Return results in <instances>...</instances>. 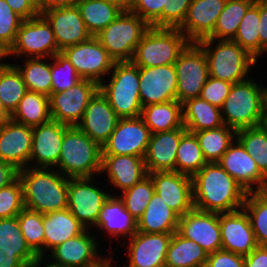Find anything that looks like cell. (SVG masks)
I'll return each instance as SVG.
<instances>
[{
	"mask_svg": "<svg viewBox=\"0 0 267 267\" xmlns=\"http://www.w3.org/2000/svg\"><path fill=\"white\" fill-rule=\"evenodd\" d=\"M191 178L194 208L216 213L242 209L247 192L217 162H208Z\"/></svg>",
	"mask_w": 267,
	"mask_h": 267,
	"instance_id": "1",
	"label": "cell"
},
{
	"mask_svg": "<svg viewBox=\"0 0 267 267\" xmlns=\"http://www.w3.org/2000/svg\"><path fill=\"white\" fill-rule=\"evenodd\" d=\"M18 178L25 208L41 214L67 208L69 178L55 168H23L18 170Z\"/></svg>",
	"mask_w": 267,
	"mask_h": 267,
	"instance_id": "2",
	"label": "cell"
},
{
	"mask_svg": "<svg viewBox=\"0 0 267 267\" xmlns=\"http://www.w3.org/2000/svg\"><path fill=\"white\" fill-rule=\"evenodd\" d=\"M252 78L234 83L221 107L224 125L236 131L260 126L267 110L266 87Z\"/></svg>",
	"mask_w": 267,
	"mask_h": 267,
	"instance_id": "3",
	"label": "cell"
},
{
	"mask_svg": "<svg viewBox=\"0 0 267 267\" xmlns=\"http://www.w3.org/2000/svg\"><path fill=\"white\" fill-rule=\"evenodd\" d=\"M197 44L207 57L211 77L234 84L247 80L257 67L258 60L233 40L205 38Z\"/></svg>",
	"mask_w": 267,
	"mask_h": 267,
	"instance_id": "4",
	"label": "cell"
},
{
	"mask_svg": "<svg viewBox=\"0 0 267 267\" xmlns=\"http://www.w3.org/2000/svg\"><path fill=\"white\" fill-rule=\"evenodd\" d=\"M102 147L77 126H69L61 145L58 165L55 167L68 178L100 176Z\"/></svg>",
	"mask_w": 267,
	"mask_h": 267,
	"instance_id": "5",
	"label": "cell"
},
{
	"mask_svg": "<svg viewBox=\"0 0 267 267\" xmlns=\"http://www.w3.org/2000/svg\"><path fill=\"white\" fill-rule=\"evenodd\" d=\"M107 77L99 84V90L117 116L119 118L141 116L143 107L139 93V67L131 61L115 62Z\"/></svg>",
	"mask_w": 267,
	"mask_h": 267,
	"instance_id": "6",
	"label": "cell"
},
{
	"mask_svg": "<svg viewBox=\"0 0 267 267\" xmlns=\"http://www.w3.org/2000/svg\"><path fill=\"white\" fill-rule=\"evenodd\" d=\"M189 43L178 28L151 26L135 48L131 62L138 67L174 64Z\"/></svg>",
	"mask_w": 267,
	"mask_h": 267,
	"instance_id": "7",
	"label": "cell"
},
{
	"mask_svg": "<svg viewBox=\"0 0 267 267\" xmlns=\"http://www.w3.org/2000/svg\"><path fill=\"white\" fill-rule=\"evenodd\" d=\"M150 27L137 14L123 10L95 37L115 62L131 61L135 48Z\"/></svg>",
	"mask_w": 267,
	"mask_h": 267,
	"instance_id": "8",
	"label": "cell"
},
{
	"mask_svg": "<svg viewBox=\"0 0 267 267\" xmlns=\"http://www.w3.org/2000/svg\"><path fill=\"white\" fill-rule=\"evenodd\" d=\"M98 177L69 178L67 209L87 229L96 225L103 203L110 196L109 189L101 183L103 178Z\"/></svg>",
	"mask_w": 267,
	"mask_h": 267,
	"instance_id": "9",
	"label": "cell"
},
{
	"mask_svg": "<svg viewBox=\"0 0 267 267\" xmlns=\"http://www.w3.org/2000/svg\"><path fill=\"white\" fill-rule=\"evenodd\" d=\"M60 52L51 25L39 15L21 22L15 43L8 51V62L10 56L11 60L51 58Z\"/></svg>",
	"mask_w": 267,
	"mask_h": 267,
	"instance_id": "10",
	"label": "cell"
},
{
	"mask_svg": "<svg viewBox=\"0 0 267 267\" xmlns=\"http://www.w3.org/2000/svg\"><path fill=\"white\" fill-rule=\"evenodd\" d=\"M177 75V100L183 104L200 97L209 77L208 61L197 43H189L174 63Z\"/></svg>",
	"mask_w": 267,
	"mask_h": 267,
	"instance_id": "11",
	"label": "cell"
},
{
	"mask_svg": "<svg viewBox=\"0 0 267 267\" xmlns=\"http://www.w3.org/2000/svg\"><path fill=\"white\" fill-rule=\"evenodd\" d=\"M100 240L91 229H86L82 234L57 245L46 257L65 267H94L110 255V252L105 254L102 251L100 243L105 244L106 241L102 243Z\"/></svg>",
	"mask_w": 267,
	"mask_h": 267,
	"instance_id": "12",
	"label": "cell"
},
{
	"mask_svg": "<svg viewBox=\"0 0 267 267\" xmlns=\"http://www.w3.org/2000/svg\"><path fill=\"white\" fill-rule=\"evenodd\" d=\"M60 53L75 67L81 79L94 81L98 85L115 64L114 59L94 36L88 41L64 48Z\"/></svg>",
	"mask_w": 267,
	"mask_h": 267,
	"instance_id": "13",
	"label": "cell"
},
{
	"mask_svg": "<svg viewBox=\"0 0 267 267\" xmlns=\"http://www.w3.org/2000/svg\"><path fill=\"white\" fill-rule=\"evenodd\" d=\"M99 90V85L90 80L81 79L73 87L49 96L52 120L68 126H77L84 115L91 98Z\"/></svg>",
	"mask_w": 267,
	"mask_h": 267,
	"instance_id": "14",
	"label": "cell"
},
{
	"mask_svg": "<svg viewBox=\"0 0 267 267\" xmlns=\"http://www.w3.org/2000/svg\"><path fill=\"white\" fill-rule=\"evenodd\" d=\"M173 233H144L137 231L131 238L122 242L126 246L124 266L117 267H161L165 265L169 242ZM127 245H126V244ZM127 263V264H125Z\"/></svg>",
	"mask_w": 267,
	"mask_h": 267,
	"instance_id": "15",
	"label": "cell"
},
{
	"mask_svg": "<svg viewBox=\"0 0 267 267\" xmlns=\"http://www.w3.org/2000/svg\"><path fill=\"white\" fill-rule=\"evenodd\" d=\"M151 132L141 116L120 118L115 130L102 146V154L132 155L144 158Z\"/></svg>",
	"mask_w": 267,
	"mask_h": 267,
	"instance_id": "16",
	"label": "cell"
},
{
	"mask_svg": "<svg viewBox=\"0 0 267 267\" xmlns=\"http://www.w3.org/2000/svg\"><path fill=\"white\" fill-rule=\"evenodd\" d=\"M177 232L193 240L208 254L222 249L219 213L193 208L179 218Z\"/></svg>",
	"mask_w": 267,
	"mask_h": 267,
	"instance_id": "17",
	"label": "cell"
},
{
	"mask_svg": "<svg viewBox=\"0 0 267 267\" xmlns=\"http://www.w3.org/2000/svg\"><path fill=\"white\" fill-rule=\"evenodd\" d=\"M139 93L142 107L177 100L174 64L139 67Z\"/></svg>",
	"mask_w": 267,
	"mask_h": 267,
	"instance_id": "18",
	"label": "cell"
},
{
	"mask_svg": "<svg viewBox=\"0 0 267 267\" xmlns=\"http://www.w3.org/2000/svg\"><path fill=\"white\" fill-rule=\"evenodd\" d=\"M104 176L106 183H110V195L132 188L148 175L144 158L132 155L102 154L100 176ZM108 180V182H107ZM114 190V191H113ZM116 192V193H114Z\"/></svg>",
	"mask_w": 267,
	"mask_h": 267,
	"instance_id": "19",
	"label": "cell"
},
{
	"mask_svg": "<svg viewBox=\"0 0 267 267\" xmlns=\"http://www.w3.org/2000/svg\"><path fill=\"white\" fill-rule=\"evenodd\" d=\"M148 175L155 193L180 217L194 208L191 176L177 171H157Z\"/></svg>",
	"mask_w": 267,
	"mask_h": 267,
	"instance_id": "20",
	"label": "cell"
},
{
	"mask_svg": "<svg viewBox=\"0 0 267 267\" xmlns=\"http://www.w3.org/2000/svg\"><path fill=\"white\" fill-rule=\"evenodd\" d=\"M68 127L52 119L33 127L29 167L55 168L58 165L64 132Z\"/></svg>",
	"mask_w": 267,
	"mask_h": 267,
	"instance_id": "21",
	"label": "cell"
},
{
	"mask_svg": "<svg viewBox=\"0 0 267 267\" xmlns=\"http://www.w3.org/2000/svg\"><path fill=\"white\" fill-rule=\"evenodd\" d=\"M41 15L51 25L60 51L88 41L92 37L84 24L77 5L52 8Z\"/></svg>",
	"mask_w": 267,
	"mask_h": 267,
	"instance_id": "22",
	"label": "cell"
},
{
	"mask_svg": "<svg viewBox=\"0 0 267 267\" xmlns=\"http://www.w3.org/2000/svg\"><path fill=\"white\" fill-rule=\"evenodd\" d=\"M219 224L223 250L246 256L258 246L248 214L243 208L219 213Z\"/></svg>",
	"mask_w": 267,
	"mask_h": 267,
	"instance_id": "23",
	"label": "cell"
},
{
	"mask_svg": "<svg viewBox=\"0 0 267 267\" xmlns=\"http://www.w3.org/2000/svg\"><path fill=\"white\" fill-rule=\"evenodd\" d=\"M33 127L9 120L0 126V160L17 170L29 167Z\"/></svg>",
	"mask_w": 267,
	"mask_h": 267,
	"instance_id": "24",
	"label": "cell"
},
{
	"mask_svg": "<svg viewBox=\"0 0 267 267\" xmlns=\"http://www.w3.org/2000/svg\"><path fill=\"white\" fill-rule=\"evenodd\" d=\"M119 119L106 97L98 90L89 101L77 127L102 147L115 130Z\"/></svg>",
	"mask_w": 267,
	"mask_h": 267,
	"instance_id": "25",
	"label": "cell"
},
{
	"mask_svg": "<svg viewBox=\"0 0 267 267\" xmlns=\"http://www.w3.org/2000/svg\"><path fill=\"white\" fill-rule=\"evenodd\" d=\"M217 163L248 192L260 190L266 177L259 171L253 157L235 139Z\"/></svg>",
	"mask_w": 267,
	"mask_h": 267,
	"instance_id": "26",
	"label": "cell"
},
{
	"mask_svg": "<svg viewBox=\"0 0 267 267\" xmlns=\"http://www.w3.org/2000/svg\"><path fill=\"white\" fill-rule=\"evenodd\" d=\"M102 235L108 234L112 239L122 244L137 232V220L126 210L123 201L118 195H110L103 203L102 210L96 225L91 229ZM98 232H97V231ZM102 231V232H101Z\"/></svg>",
	"mask_w": 267,
	"mask_h": 267,
	"instance_id": "27",
	"label": "cell"
},
{
	"mask_svg": "<svg viewBox=\"0 0 267 267\" xmlns=\"http://www.w3.org/2000/svg\"><path fill=\"white\" fill-rule=\"evenodd\" d=\"M227 0H192L183 24L178 28L190 43L208 38Z\"/></svg>",
	"mask_w": 267,
	"mask_h": 267,
	"instance_id": "28",
	"label": "cell"
},
{
	"mask_svg": "<svg viewBox=\"0 0 267 267\" xmlns=\"http://www.w3.org/2000/svg\"><path fill=\"white\" fill-rule=\"evenodd\" d=\"M187 132L184 126L171 131L151 134L144 157L147 173L175 171L177 149L181 137Z\"/></svg>",
	"mask_w": 267,
	"mask_h": 267,
	"instance_id": "29",
	"label": "cell"
},
{
	"mask_svg": "<svg viewBox=\"0 0 267 267\" xmlns=\"http://www.w3.org/2000/svg\"><path fill=\"white\" fill-rule=\"evenodd\" d=\"M44 256L57 245L82 234L87 228L66 208L43 214Z\"/></svg>",
	"mask_w": 267,
	"mask_h": 267,
	"instance_id": "30",
	"label": "cell"
},
{
	"mask_svg": "<svg viewBox=\"0 0 267 267\" xmlns=\"http://www.w3.org/2000/svg\"><path fill=\"white\" fill-rule=\"evenodd\" d=\"M180 216L154 192L142 216L137 220V231L144 233H175Z\"/></svg>",
	"mask_w": 267,
	"mask_h": 267,
	"instance_id": "31",
	"label": "cell"
},
{
	"mask_svg": "<svg viewBox=\"0 0 267 267\" xmlns=\"http://www.w3.org/2000/svg\"><path fill=\"white\" fill-rule=\"evenodd\" d=\"M183 126L190 132L218 128L223 119L221 108L211 105L200 97L192 98L182 104Z\"/></svg>",
	"mask_w": 267,
	"mask_h": 267,
	"instance_id": "32",
	"label": "cell"
},
{
	"mask_svg": "<svg viewBox=\"0 0 267 267\" xmlns=\"http://www.w3.org/2000/svg\"><path fill=\"white\" fill-rule=\"evenodd\" d=\"M141 117L151 134L183 126L182 104L178 100L150 104L142 108Z\"/></svg>",
	"mask_w": 267,
	"mask_h": 267,
	"instance_id": "33",
	"label": "cell"
},
{
	"mask_svg": "<svg viewBox=\"0 0 267 267\" xmlns=\"http://www.w3.org/2000/svg\"><path fill=\"white\" fill-rule=\"evenodd\" d=\"M208 253L193 240L182 237L177 231L168 245L165 265L168 267H205Z\"/></svg>",
	"mask_w": 267,
	"mask_h": 267,
	"instance_id": "34",
	"label": "cell"
},
{
	"mask_svg": "<svg viewBox=\"0 0 267 267\" xmlns=\"http://www.w3.org/2000/svg\"><path fill=\"white\" fill-rule=\"evenodd\" d=\"M76 5L87 30L94 37L124 10L108 0H77Z\"/></svg>",
	"mask_w": 267,
	"mask_h": 267,
	"instance_id": "35",
	"label": "cell"
},
{
	"mask_svg": "<svg viewBox=\"0 0 267 267\" xmlns=\"http://www.w3.org/2000/svg\"><path fill=\"white\" fill-rule=\"evenodd\" d=\"M20 60L23 61L22 65ZM12 64L21 73L28 91L50 96L52 90L51 58H25ZM49 60V61H48ZM19 63V64H18Z\"/></svg>",
	"mask_w": 267,
	"mask_h": 267,
	"instance_id": "36",
	"label": "cell"
},
{
	"mask_svg": "<svg viewBox=\"0 0 267 267\" xmlns=\"http://www.w3.org/2000/svg\"><path fill=\"white\" fill-rule=\"evenodd\" d=\"M51 119L49 97L32 91L25 93L11 114V120L14 122L31 127L46 123Z\"/></svg>",
	"mask_w": 267,
	"mask_h": 267,
	"instance_id": "37",
	"label": "cell"
},
{
	"mask_svg": "<svg viewBox=\"0 0 267 267\" xmlns=\"http://www.w3.org/2000/svg\"><path fill=\"white\" fill-rule=\"evenodd\" d=\"M0 251L15 253L27 266L38 257L29 247L20 229L17 216L0 219Z\"/></svg>",
	"mask_w": 267,
	"mask_h": 267,
	"instance_id": "38",
	"label": "cell"
},
{
	"mask_svg": "<svg viewBox=\"0 0 267 267\" xmlns=\"http://www.w3.org/2000/svg\"><path fill=\"white\" fill-rule=\"evenodd\" d=\"M237 131L222 125L218 128L194 132L207 162H217L236 139Z\"/></svg>",
	"mask_w": 267,
	"mask_h": 267,
	"instance_id": "39",
	"label": "cell"
},
{
	"mask_svg": "<svg viewBox=\"0 0 267 267\" xmlns=\"http://www.w3.org/2000/svg\"><path fill=\"white\" fill-rule=\"evenodd\" d=\"M254 2V0H227L214 31L208 38L232 40L246 11Z\"/></svg>",
	"mask_w": 267,
	"mask_h": 267,
	"instance_id": "40",
	"label": "cell"
},
{
	"mask_svg": "<svg viewBox=\"0 0 267 267\" xmlns=\"http://www.w3.org/2000/svg\"><path fill=\"white\" fill-rule=\"evenodd\" d=\"M27 91L21 73L10 61L0 67V99L10 115Z\"/></svg>",
	"mask_w": 267,
	"mask_h": 267,
	"instance_id": "41",
	"label": "cell"
},
{
	"mask_svg": "<svg viewBox=\"0 0 267 267\" xmlns=\"http://www.w3.org/2000/svg\"><path fill=\"white\" fill-rule=\"evenodd\" d=\"M207 163L196 136L187 131L179 142L175 171L192 177Z\"/></svg>",
	"mask_w": 267,
	"mask_h": 267,
	"instance_id": "42",
	"label": "cell"
},
{
	"mask_svg": "<svg viewBox=\"0 0 267 267\" xmlns=\"http://www.w3.org/2000/svg\"><path fill=\"white\" fill-rule=\"evenodd\" d=\"M259 23V1H255L246 11L238 31L232 39L257 60L260 58Z\"/></svg>",
	"mask_w": 267,
	"mask_h": 267,
	"instance_id": "43",
	"label": "cell"
},
{
	"mask_svg": "<svg viewBox=\"0 0 267 267\" xmlns=\"http://www.w3.org/2000/svg\"><path fill=\"white\" fill-rule=\"evenodd\" d=\"M236 139L253 157L259 171L267 177V131L263 126L238 130Z\"/></svg>",
	"mask_w": 267,
	"mask_h": 267,
	"instance_id": "44",
	"label": "cell"
},
{
	"mask_svg": "<svg viewBox=\"0 0 267 267\" xmlns=\"http://www.w3.org/2000/svg\"><path fill=\"white\" fill-rule=\"evenodd\" d=\"M242 208L248 214L258 246H267V200L258 191L248 192Z\"/></svg>",
	"mask_w": 267,
	"mask_h": 267,
	"instance_id": "45",
	"label": "cell"
},
{
	"mask_svg": "<svg viewBox=\"0 0 267 267\" xmlns=\"http://www.w3.org/2000/svg\"><path fill=\"white\" fill-rule=\"evenodd\" d=\"M17 219L29 247L38 256H44L43 214L24 207L17 215Z\"/></svg>",
	"mask_w": 267,
	"mask_h": 267,
	"instance_id": "46",
	"label": "cell"
},
{
	"mask_svg": "<svg viewBox=\"0 0 267 267\" xmlns=\"http://www.w3.org/2000/svg\"><path fill=\"white\" fill-rule=\"evenodd\" d=\"M154 184L149 175L122 193H119L126 210L138 220L154 195Z\"/></svg>",
	"mask_w": 267,
	"mask_h": 267,
	"instance_id": "47",
	"label": "cell"
},
{
	"mask_svg": "<svg viewBox=\"0 0 267 267\" xmlns=\"http://www.w3.org/2000/svg\"><path fill=\"white\" fill-rule=\"evenodd\" d=\"M51 93L63 92L81 80L75 67L61 53L51 57Z\"/></svg>",
	"mask_w": 267,
	"mask_h": 267,
	"instance_id": "48",
	"label": "cell"
},
{
	"mask_svg": "<svg viewBox=\"0 0 267 267\" xmlns=\"http://www.w3.org/2000/svg\"><path fill=\"white\" fill-rule=\"evenodd\" d=\"M23 208V187L17 177L12 183L0 189V219L16 217Z\"/></svg>",
	"mask_w": 267,
	"mask_h": 267,
	"instance_id": "49",
	"label": "cell"
},
{
	"mask_svg": "<svg viewBox=\"0 0 267 267\" xmlns=\"http://www.w3.org/2000/svg\"><path fill=\"white\" fill-rule=\"evenodd\" d=\"M23 19L17 15L5 0H0V45L7 51L13 46Z\"/></svg>",
	"mask_w": 267,
	"mask_h": 267,
	"instance_id": "50",
	"label": "cell"
},
{
	"mask_svg": "<svg viewBox=\"0 0 267 267\" xmlns=\"http://www.w3.org/2000/svg\"><path fill=\"white\" fill-rule=\"evenodd\" d=\"M166 0H134L129 9L145 20L150 26L163 28V7Z\"/></svg>",
	"mask_w": 267,
	"mask_h": 267,
	"instance_id": "51",
	"label": "cell"
},
{
	"mask_svg": "<svg viewBox=\"0 0 267 267\" xmlns=\"http://www.w3.org/2000/svg\"><path fill=\"white\" fill-rule=\"evenodd\" d=\"M232 85L231 82L209 76L201 90L200 98L221 108Z\"/></svg>",
	"mask_w": 267,
	"mask_h": 267,
	"instance_id": "52",
	"label": "cell"
},
{
	"mask_svg": "<svg viewBox=\"0 0 267 267\" xmlns=\"http://www.w3.org/2000/svg\"><path fill=\"white\" fill-rule=\"evenodd\" d=\"M192 0H166L163 7V28H179L187 15Z\"/></svg>",
	"mask_w": 267,
	"mask_h": 267,
	"instance_id": "53",
	"label": "cell"
},
{
	"mask_svg": "<svg viewBox=\"0 0 267 267\" xmlns=\"http://www.w3.org/2000/svg\"><path fill=\"white\" fill-rule=\"evenodd\" d=\"M205 267H245L244 256L221 249L208 254Z\"/></svg>",
	"mask_w": 267,
	"mask_h": 267,
	"instance_id": "54",
	"label": "cell"
},
{
	"mask_svg": "<svg viewBox=\"0 0 267 267\" xmlns=\"http://www.w3.org/2000/svg\"><path fill=\"white\" fill-rule=\"evenodd\" d=\"M10 8L23 20L32 19L40 15L37 5L32 0H5Z\"/></svg>",
	"mask_w": 267,
	"mask_h": 267,
	"instance_id": "55",
	"label": "cell"
},
{
	"mask_svg": "<svg viewBox=\"0 0 267 267\" xmlns=\"http://www.w3.org/2000/svg\"><path fill=\"white\" fill-rule=\"evenodd\" d=\"M259 16L260 57H264L267 53V0L259 1Z\"/></svg>",
	"mask_w": 267,
	"mask_h": 267,
	"instance_id": "56",
	"label": "cell"
},
{
	"mask_svg": "<svg viewBox=\"0 0 267 267\" xmlns=\"http://www.w3.org/2000/svg\"><path fill=\"white\" fill-rule=\"evenodd\" d=\"M244 261L245 267H267V246H257Z\"/></svg>",
	"mask_w": 267,
	"mask_h": 267,
	"instance_id": "57",
	"label": "cell"
},
{
	"mask_svg": "<svg viewBox=\"0 0 267 267\" xmlns=\"http://www.w3.org/2000/svg\"><path fill=\"white\" fill-rule=\"evenodd\" d=\"M18 177V170L10 163L0 160V189Z\"/></svg>",
	"mask_w": 267,
	"mask_h": 267,
	"instance_id": "58",
	"label": "cell"
},
{
	"mask_svg": "<svg viewBox=\"0 0 267 267\" xmlns=\"http://www.w3.org/2000/svg\"><path fill=\"white\" fill-rule=\"evenodd\" d=\"M0 267H28L15 253L0 251Z\"/></svg>",
	"mask_w": 267,
	"mask_h": 267,
	"instance_id": "59",
	"label": "cell"
},
{
	"mask_svg": "<svg viewBox=\"0 0 267 267\" xmlns=\"http://www.w3.org/2000/svg\"><path fill=\"white\" fill-rule=\"evenodd\" d=\"M77 0H40V15L52 8L76 5Z\"/></svg>",
	"mask_w": 267,
	"mask_h": 267,
	"instance_id": "60",
	"label": "cell"
},
{
	"mask_svg": "<svg viewBox=\"0 0 267 267\" xmlns=\"http://www.w3.org/2000/svg\"><path fill=\"white\" fill-rule=\"evenodd\" d=\"M30 267H65V266L53 263L46 256H38L32 262V264L30 265Z\"/></svg>",
	"mask_w": 267,
	"mask_h": 267,
	"instance_id": "61",
	"label": "cell"
},
{
	"mask_svg": "<svg viewBox=\"0 0 267 267\" xmlns=\"http://www.w3.org/2000/svg\"><path fill=\"white\" fill-rule=\"evenodd\" d=\"M114 247L111 248V250H109L110 255L100 264L94 266V267H117V263L114 259V254L117 252L113 249ZM114 250V251H113ZM115 252V253H114ZM112 253V254H111ZM114 265V266H113Z\"/></svg>",
	"mask_w": 267,
	"mask_h": 267,
	"instance_id": "62",
	"label": "cell"
},
{
	"mask_svg": "<svg viewBox=\"0 0 267 267\" xmlns=\"http://www.w3.org/2000/svg\"><path fill=\"white\" fill-rule=\"evenodd\" d=\"M11 119V115L7 112V110L3 107L1 99H0V126L6 123Z\"/></svg>",
	"mask_w": 267,
	"mask_h": 267,
	"instance_id": "63",
	"label": "cell"
},
{
	"mask_svg": "<svg viewBox=\"0 0 267 267\" xmlns=\"http://www.w3.org/2000/svg\"><path fill=\"white\" fill-rule=\"evenodd\" d=\"M108 1L118 4L124 10H129L134 2V0H108Z\"/></svg>",
	"mask_w": 267,
	"mask_h": 267,
	"instance_id": "64",
	"label": "cell"
},
{
	"mask_svg": "<svg viewBox=\"0 0 267 267\" xmlns=\"http://www.w3.org/2000/svg\"><path fill=\"white\" fill-rule=\"evenodd\" d=\"M7 57H8V51L0 45V67H3L8 63V62H5L6 60L8 61Z\"/></svg>",
	"mask_w": 267,
	"mask_h": 267,
	"instance_id": "65",
	"label": "cell"
},
{
	"mask_svg": "<svg viewBox=\"0 0 267 267\" xmlns=\"http://www.w3.org/2000/svg\"><path fill=\"white\" fill-rule=\"evenodd\" d=\"M258 192L267 200V177Z\"/></svg>",
	"mask_w": 267,
	"mask_h": 267,
	"instance_id": "66",
	"label": "cell"
},
{
	"mask_svg": "<svg viewBox=\"0 0 267 267\" xmlns=\"http://www.w3.org/2000/svg\"><path fill=\"white\" fill-rule=\"evenodd\" d=\"M261 125L267 131V110L265 112V115H264V118H263V121H262V124Z\"/></svg>",
	"mask_w": 267,
	"mask_h": 267,
	"instance_id": "67",
	"label": "cell"
},
{
	"mask_svg": "<svg viewBox=\"0 0 267 267\" xmlns=\"http://www.w3.org/2000/svg\"><path fill=\"white\" fill-rule=\"evenodd\" d=\"M32 1L37 5L38 11L40 13V0H32Z\"/></svg>",
	"mask_w": 267,
	"mask_h": 267,
	"instance_id": "68",
	"label": "cell"
}]
</instances>
